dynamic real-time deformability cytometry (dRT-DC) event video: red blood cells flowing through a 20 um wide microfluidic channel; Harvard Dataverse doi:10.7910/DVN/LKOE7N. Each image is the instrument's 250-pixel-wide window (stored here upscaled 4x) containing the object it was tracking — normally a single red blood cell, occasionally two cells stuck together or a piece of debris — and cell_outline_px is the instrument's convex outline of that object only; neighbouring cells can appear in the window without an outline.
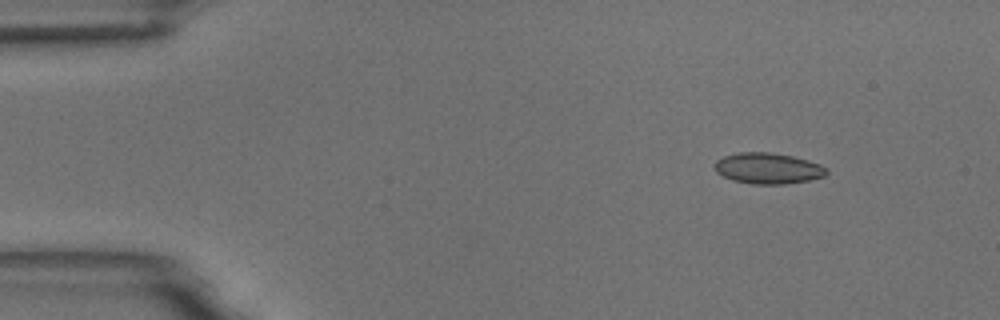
{"species": "common noctule bat (a hibernating species)", "species_latin": "Nyctalus noctula", "temperature_condition": "room temperature", "stored_images_in_passage": 48, "camera_frame_rate_fps": 3000, "um_per_image_px": 0.085, "animal": {"sex": "male", "body_mass_g": 18.8}, "frame": {"image": 1, "passage_image": 1, "time_ms": 0.0, "image_size_px": [1000, 320], "cell_outline_px": [[828, 172], [824, 176], [808, 180], [784, 184], [752, 184], [732, 180], [716, 172], [712, 164], [716, 160], [724, 156], [740, 152], [772, 152], [792, 156], [808, 160], [820, 164], [828, 168]], "centroid_in_image_um": [65.26, 14.3], "position_along_channel_um": 19.7, "area_um2": 20.29}}
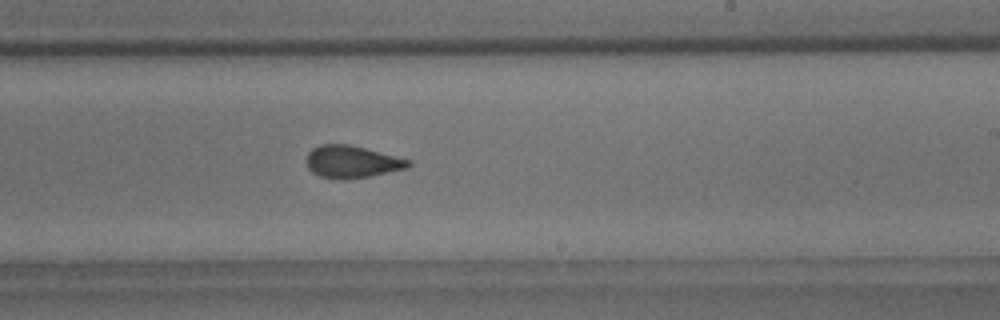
{"frame": {"image": 2, "passage_image": 27, "time_ms": 8.667, "image_size_px": [1000, 320], "cell_outline_px": [[412, 164], [408, 168], [368, 176], [320, 176], [312, 172], [308, 168], [304, 160], [308, 152], [312, 148], [320, 144], [348, 144], [412, 160]], "centroid_in_image_um": [29.9, 13.7], "position_along_channel_um": 259.1, "area_um2": 18.55}}
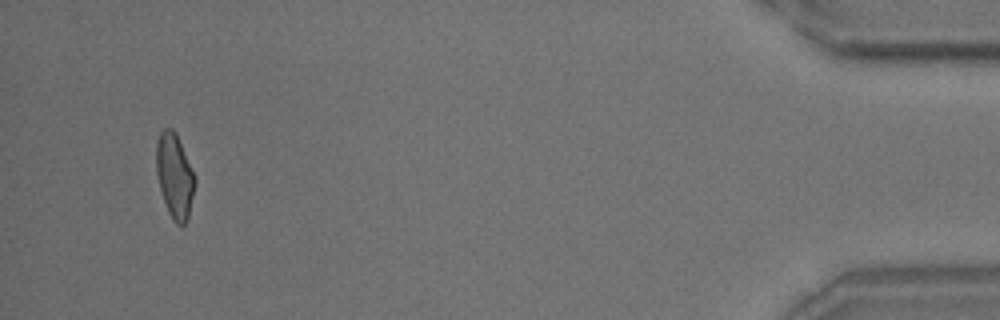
{"frame": {"image": 3, "passage_image": 46, "time_ms": 15.0, "image_size_px": [1000, 320], "cell_outline_px": [[196, 184], [188, 220], [184, 224], [176, 224], [172, 220], [168, 212], [160, 192], [156, 172], [156, 144], [160, 132], [164, 128], [172, 128], [176, 132], [196, 176]], "centroid_in_image_um": [14.85, 14.96], "position_along_channel_um": 420.3, "area_um2": 19.48}, "authors_computed_cell_mechanics": {"area_um2": 19.2763, "velocity_mm_per_s": 3.7506, "shape_relaxation_time_tau1_ms": 6.5058, "shape_relaxation_time_tau2_ms": 1.1583, "deformation_change_tau1": 0.1388, "deformation_change_tau2": 0.0606}}